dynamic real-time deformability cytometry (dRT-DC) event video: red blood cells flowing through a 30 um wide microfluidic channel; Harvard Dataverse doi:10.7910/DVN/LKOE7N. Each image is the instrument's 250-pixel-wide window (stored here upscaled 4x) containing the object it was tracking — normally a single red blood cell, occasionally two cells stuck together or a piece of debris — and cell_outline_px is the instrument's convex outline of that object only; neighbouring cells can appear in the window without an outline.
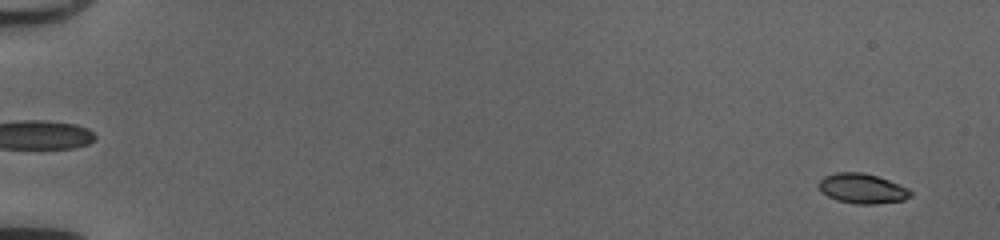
{"species": "common noctule bat (a hibernating species)", "species_latin": "Nyctalus noctula", "temperature_condition": "cold", "stored_images_in_passage": 52, "camera_frame_rate_fps": 3000, "um_per_image_px": 0.085, "animal": {"sex": "female", "body_mass_g": 20.0, "forearm_length_mm": 54.0}, "frame": {"image": 1, "passage_image": 3, "time_ms": 0.667, "image_size_px": [1000, 240], "cell_outline_px": [[912, 196], [904, 200], [876, 204], [856, 204], [836, 200], [828, 196], [820, 188], [820, 180], [824, 176], [836, 172], [864, 172], [888, 180], [908, 188], [912, 192]], "centroid_in_image_um": [73.32, 16.03], "position_along_channel_um": 11.7, "area_um2": 15.9}}
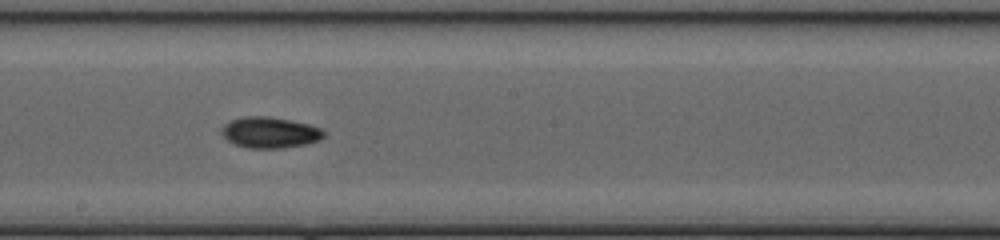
{"frame": {"image": 2, "passage_image": 31, "time_ms": 10.0, "image_size_px": [1000, 240], "cell_outline_px": [[324, 136], [320, 140], [304, 144], [280, 148], [248, 148], [236, 144], [228, 140], [220, 132], [220, 128], [228, 120], [244, 116], [268, 116], [308, 124], [320, 128], [324, 132]], "centroid_in_image_um": [22.89, 11.25], "position_along_channel_um": 225.3, "area_um2": 18.38}}
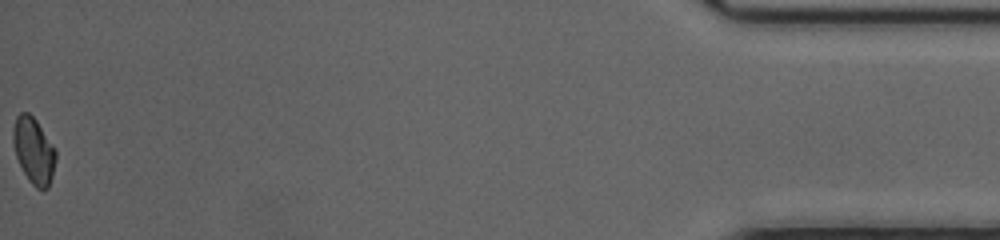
{"frame": {"image": 3, "passage_image": 52, "time_ms": 17.0, "image_size_px": [1000, 240], "cell_outline_px": [[56, 160], [52, 176], [48, 188], [36, 188], [28, 180], [16, 156], [12, 140], [12, 128], [16, 116], [20, 112], [28, 112], [36, 120], [56, 148]], "centroid_in_image_um": [2.86, 12.77], "position_along_channel_um": 432.3, "area_um2": 16.53}, "authors_computed_cell_mechanics": {"area_um2": 16.8198, "velocity_mm_per_s": 4.1861, "shape_relaxation_time_tau1_ms": 4.8157, "shape_relaxation_time_tau2_ms": 4.2387, "deformation_change_tau1": 0.12, "deformation_change_tau2": 0.0782}}